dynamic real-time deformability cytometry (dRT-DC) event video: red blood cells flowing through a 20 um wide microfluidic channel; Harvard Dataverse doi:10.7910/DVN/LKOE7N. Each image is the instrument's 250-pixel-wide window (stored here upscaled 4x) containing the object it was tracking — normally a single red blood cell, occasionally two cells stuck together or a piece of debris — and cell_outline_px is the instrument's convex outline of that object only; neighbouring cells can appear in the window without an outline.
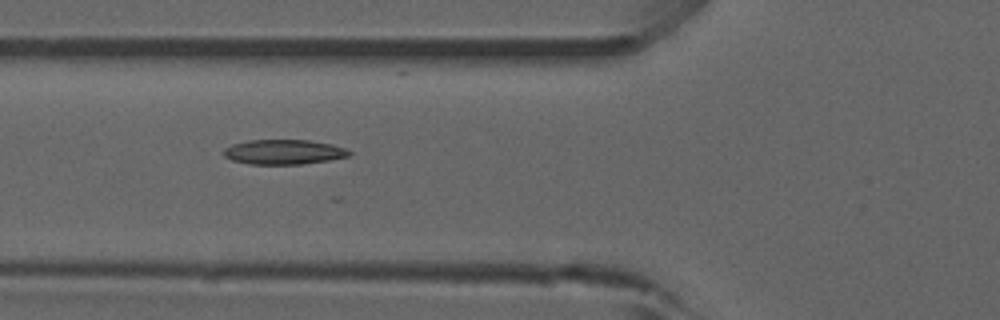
{"species": "common noctule bat (a hibernating species)", "species_latin": "Nyctalus noctula", "temperature_condition": "room temperature", "stored_images_in_passage": 37, "camera_frame_rate_fps": 3000, "um_per_image_px": 0.085, "animal": {"sex": "male", "forearm_length_mm": 52.5}, "frame": {"image": 1, "passage_image": 19, "time_ms": 6.0, "image_size_px": [1000, 320], "cell_outline_px": [[352, 152], [348, 156], [328, 160], [300, 164], [248, 164], [232, 160], [224, 156], [224, 148], [232, 144], [248, 140], [308, 140], [332, 144], [344, 148]], "centroid_in_image_um": [24.09, 12.91], "position_along_channel_um": 101.7, "area_um2": 18.03}}